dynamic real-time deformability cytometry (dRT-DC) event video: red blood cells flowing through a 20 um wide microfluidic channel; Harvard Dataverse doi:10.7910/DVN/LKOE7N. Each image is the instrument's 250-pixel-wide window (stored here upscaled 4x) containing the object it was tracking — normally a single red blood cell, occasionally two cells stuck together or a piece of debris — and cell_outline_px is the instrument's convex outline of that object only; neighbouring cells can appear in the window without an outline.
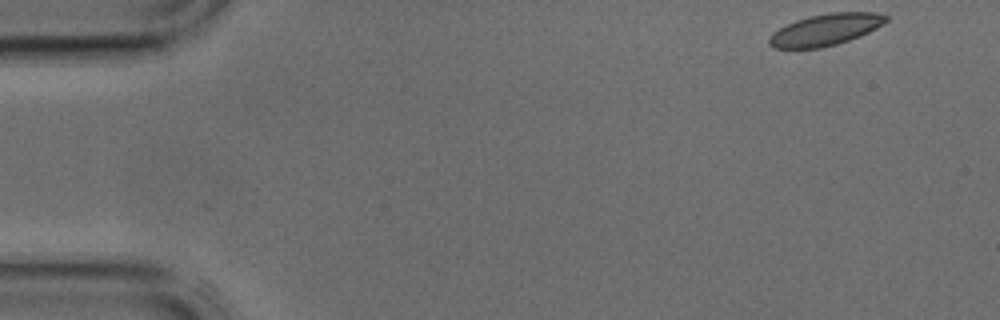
{"species": "common noctule bat (a hibernating species)", "species_latin": "Nyctalus noctula", "temperature_condition": "cold", "stored_images_in_passage": 2, "camera_frame_rate_fps": 3000, "um_per_image_px": 0.085, "animal": {"sex": "male", "body_mass_g": 17.9, "forearm_length_mm": 54.2}, "frame": {"image": 1, "passage_image": 1, "time_ms": 0.0, "image_size_px": [1000, 320], "cell_outline_px": [[892, 16], [884, 24], [860, 36], [836, 44], [820, 48], [772, 48], [768, 44], [768, 36], [772, 32], [796, 20], [828, 12], [876, 12]], "centroid_in_image_um": [70.19, 2.51], "position_along_channel_um": 14.8, "area_um2": 21.62}}